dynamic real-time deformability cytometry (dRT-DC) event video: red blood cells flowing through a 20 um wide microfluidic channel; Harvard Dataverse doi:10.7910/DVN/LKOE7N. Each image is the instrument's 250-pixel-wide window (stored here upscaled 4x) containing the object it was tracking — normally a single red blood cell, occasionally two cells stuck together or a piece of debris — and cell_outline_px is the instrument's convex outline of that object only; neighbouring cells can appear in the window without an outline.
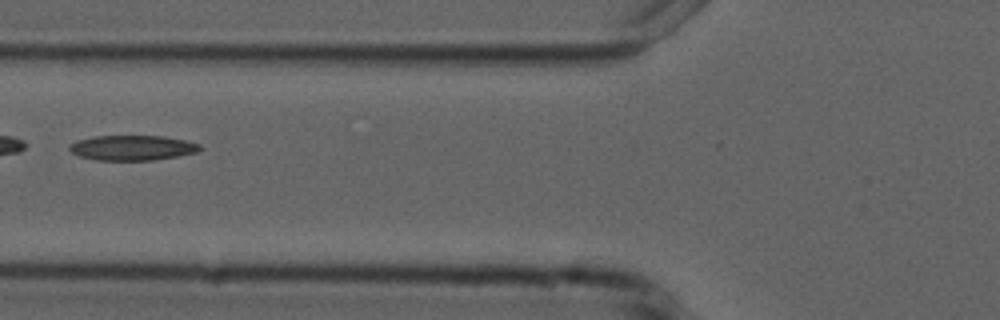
{"species": "common noctule bat (a hibernating species)", "species_latin": "Nyctalus noctula", "temperature_condition": "cold", "stored_images_in_passage": 5, "camera_frame_rate_fps": 3000, "um_per_image_px": 0.085, "animal": {"sex": "male", "forearm_length_mm": 52.5}, "frame": {"image": 1, "passage_image": 5, "time_ms": 6.333, "image_size_px": [1000, 320], "cell_outline_px": [[200, 148], [196, 152], [176, 156], [152, 160], [96, 160], [80, 156], [72, 152], [68, 148], [68, 144], [76, 140], [96, 136], [164, 136], [184, 140], [200, 144]], "centroid_in_image_um": [11.2, 12.56], "position_along_channel_um": 114.6, "area_um2": 18.9}}